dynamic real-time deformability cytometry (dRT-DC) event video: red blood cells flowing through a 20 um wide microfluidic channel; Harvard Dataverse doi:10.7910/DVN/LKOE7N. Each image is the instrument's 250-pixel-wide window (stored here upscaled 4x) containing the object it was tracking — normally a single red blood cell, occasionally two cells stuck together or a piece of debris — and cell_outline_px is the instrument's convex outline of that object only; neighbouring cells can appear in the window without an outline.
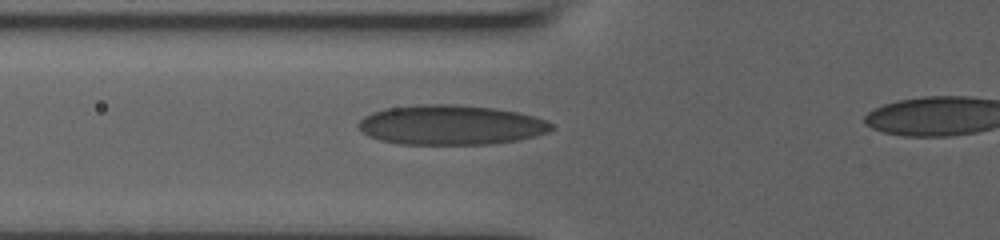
{"species": "human", "species_latin": "Homo sapiens", "temperature_condition": "room temperature", "stored_images_in_passage": 9, "camera_frame_rate_fps": 3000, "um_per_image_px": 0.085, "donor": {"sex": "male"}, "frame": {"image": 1, "passage_image": 3, "time_ms": 0.667, "image_size_px": [1000, 240], "cell_outline_px": [[556, 128], [548, 132], [536, 136], [520, 140], [488, 144], [400, 144], [380, 140], [368, 136], [356, 124], [364, 116], [372, 112], [384, 108], [416, 104], [456, 104], [496, 108], [516, 112], [548, 120]], "centroid_in_image_um": [38.33, 10.61], "position_along_channel_um": 87.5, "area_um2": 45.08}}
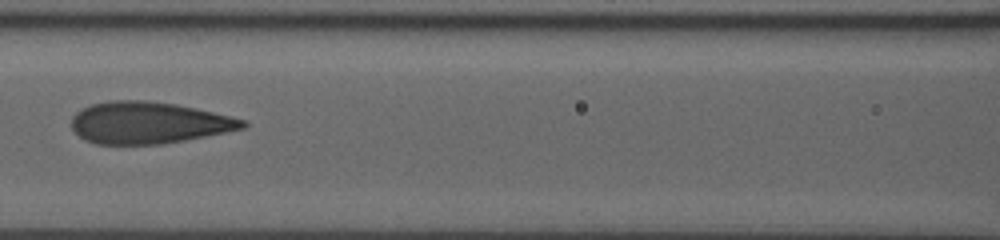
{"frame": {"image": 2, "passage_image": 6, "time_ms": 1.667, "image_size_px": [1000, 240], "cell_outline_px": [[248, 124], [244, 128], [184, 140], [160, 144], [96, 144], [84, 140], [72, 128], [72, 116], [80, 108], [92, 104], [112, 100], [144, 100], [176, 104], [196, 108], [244, 120]], "centroid_in_image_um": [12.57, 10.43], "position_along_channel_um": 154.0, "area_um2": 41.38}}
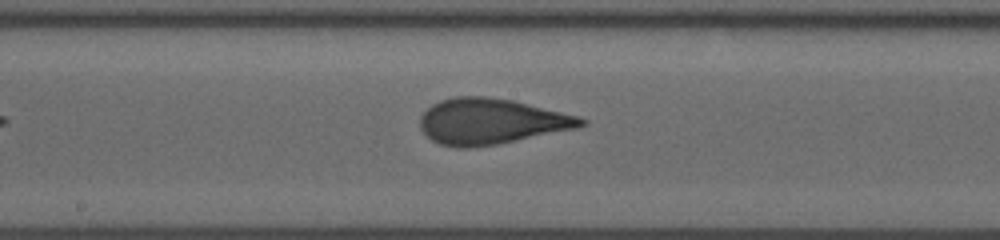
{"frame": {"image": 3, "passage_image": 8, "time_ms": 2.333, "image_size_px": [1000, 240], "cell_outline_px": [[588, 124], [576, 128], [496, 144], [472, 148], [460, 148], [440, 144], [432, 140], [420, 128], [420, 116], [432, 104], [440, 100], [456, 96], [484, 96], [512, 100], [580, 116], [588, 120]], "centroid_in_image_um": [41.74, 10.31], "position_along_channel_um": 206.5, "area_um2": 42.71}}